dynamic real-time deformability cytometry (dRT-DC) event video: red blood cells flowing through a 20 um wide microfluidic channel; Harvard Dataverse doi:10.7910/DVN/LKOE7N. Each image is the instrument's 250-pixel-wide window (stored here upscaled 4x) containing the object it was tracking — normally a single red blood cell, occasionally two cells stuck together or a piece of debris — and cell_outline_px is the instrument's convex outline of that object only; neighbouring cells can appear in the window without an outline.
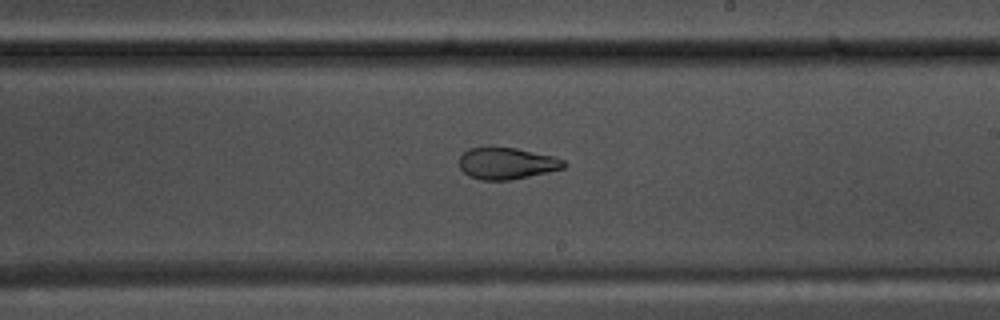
{"species": "common noctule bat (a hibernating species)", "species_latin": "Nyctalus noctula", "temperature_condition": "warm", "stored_images_in_passage": 47, "camera_frame_rate_fps": 3000, "um_per_image_px": 0.085, "animal": {"sex": "male", "body_mass_g": 17.5, "forearm_length_mm": 52.3}, "frame": {"image": 1, "passage_image": 24, "time_ms": 7.667, "image_size_px": [1000, 320], "cell_outline_px": [[568, 164], [564, 168], [548, 172], [508, 180], [480, 180], [468, 176], [460, 168], [460, 156], [468, 148], [516, 148], [552, 156], [564, 160]], "centroid_in_image_um": [43.07, 13.9], "position_along_channel_um": 245.9, "area_um2": 19.07}}
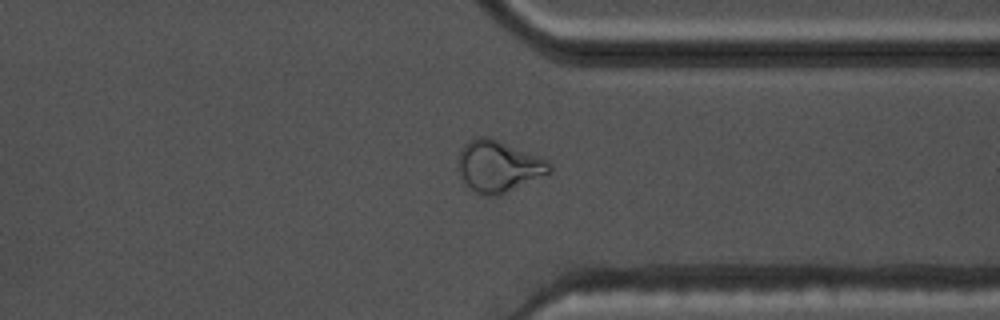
{"frame": {"image": 2, "passage_image": 34, "time_ms": 11.0, "image_size_px": [1000, 320], "cell_outline_px": [[552, 172], [496, 196], [484, 196], [476, 192], [464, 180], [460, 172], [460, 152], [464, 144], [476, 136], [488, 136], [548, 160], [552, 164]], "centroid_in_image_um": [42.41, 14.12], "position_along_channel_um": 369.0, "area_um2": 26.82}}
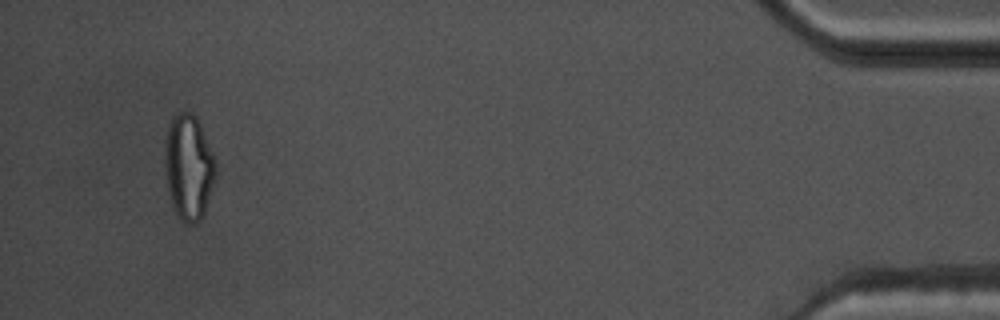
{"frame": {"image": 3, "passage_image": 44, "time_ms": 14.333, "image_size_px": [1000, 320], "cell_outline_px": [[216, 172], [204, 212], [200, 220], [192, 224], [188, 224], [180, 220], [172, 204], [168, 192], [164, 172], [164, 136], [172, 120], [180, 112], [192, 112], [196, 116], [200, 124], [216, 160]], "centroid_in_image_um": [16.01, 14.2], "position_along_channel_um": 419.2, "area_um2": 31.27}, "authors_computed_cell_mechanics": {"area_um2": 22.3108, "velocity_mm_per_s": 3.7137, "shape_relaxation_time_tau1_ms": null, "shape_relaxation_time_tau2_ms": 2.0849, "deformation_change_tau1": null, "deformation_change_tau2": 0.0896}}